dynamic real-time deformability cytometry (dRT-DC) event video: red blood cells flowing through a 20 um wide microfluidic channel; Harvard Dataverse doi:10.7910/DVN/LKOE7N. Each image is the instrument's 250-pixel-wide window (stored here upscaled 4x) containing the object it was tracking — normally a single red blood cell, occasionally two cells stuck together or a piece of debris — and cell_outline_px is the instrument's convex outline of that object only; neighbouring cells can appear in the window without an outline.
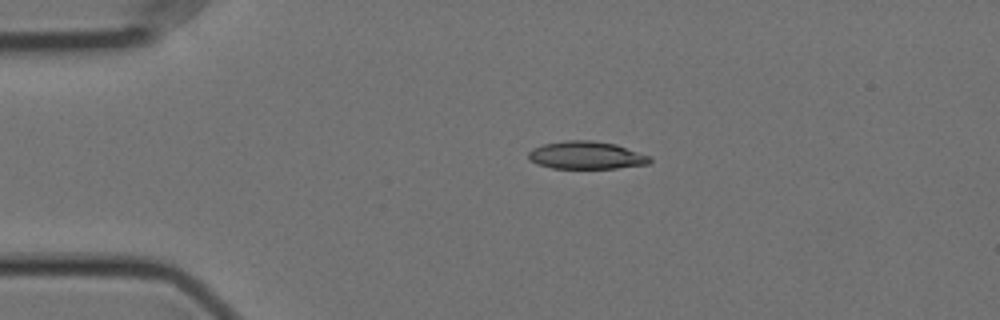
{"species": "Egyptian fruit bat (a non-hibernating species)", "species_latin": "Rousettus aegyptiacus", "temperature_condition": "cold", "stored_images_in_passage": 46, "camera_frame_rate_fps": 3000, "um_per_image_px": 0.085, "animal": {"sex": "female"}, "frame": {"image": 1, "passage_image": 1, "time_ms": 0.0, "image_size_px": [1000, 320], "cell_outline_px": [[652, 160], [648, 164], [616, 168], [552, 168], [536, 164], [528, 160], [528, 152], [532, 148], [544, 144], [564, 140], [592, 140], [616, 144], [652, 156]], "centroid_in_image_um": [49.83, 13.19], "position_along_channel_um": 35.2, "area_um2": 19.83}}
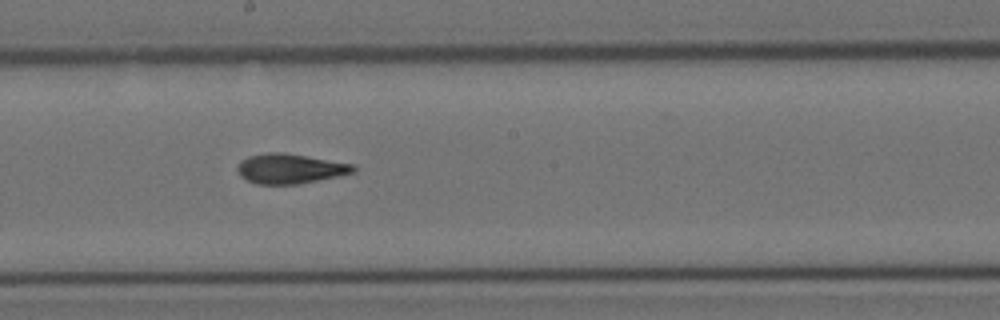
{"frame": {"image": 2, "passage_image": 20, "time_ms": 6.333, "image_size_px": [1000, 320], "cell_outline_px": [[356, 172], [340, 176], [300, 184], [256, 184], [240, 176], [236, 168], [240, 160], [248, 156], [268, 152], [284, 152], [356, 164]], "centroid_in_image_um": [24.69, 14.33], "position_along_channel_um": 223.5, "area_um2": 20.52}}
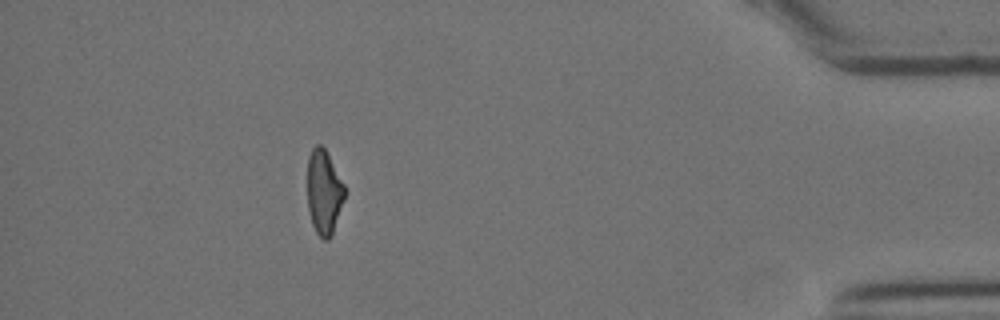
{"frame": {"image": 3, "passage_image": 40, "time_ms": 13.0, "image_size_px": [1000, 320], "cell_outline_px": [[344, 200], [332, 236], [328, 240], [324, 240], [316, 232], [312, 224], [308, 208], [308, 156], [312, 148], [316, 144], [320, 144], [324, 148], [344, 184]], "centroid_in_image_um": [27.53, 16.35], "position_along_channel_um": 407.7, "area_um2": 18.21}, "authors_computed_cell_mechanics": {"area_um2": 19.8832, "velocity_mm_per_s": 3.5536, "shape_relaxation_time_tau1_ms": 8.5264, "shape_relaxation_time_tau2_ms": 3.4171, "deformation_change_tau1": 0.1908, "deformation_change_tau2": 0.1096}}